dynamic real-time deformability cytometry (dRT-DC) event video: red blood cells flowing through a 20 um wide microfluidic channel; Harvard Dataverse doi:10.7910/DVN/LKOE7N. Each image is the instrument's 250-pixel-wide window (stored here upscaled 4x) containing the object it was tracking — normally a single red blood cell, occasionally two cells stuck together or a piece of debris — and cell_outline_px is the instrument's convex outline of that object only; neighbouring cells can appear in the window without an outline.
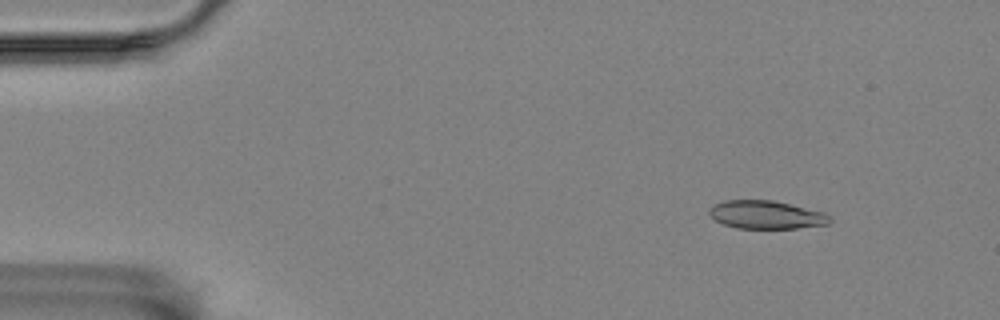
{"species": "Egyptian fruit bat (a non-hibernating species)", "species_latin": "Rousettus aegyptiacus", "temperature_condition": "room temperature", "stored_images_in_passage": 4, "camera_frame_rate_fps": 3000, "um_per_image_px": 0.085, "animal": {"sex": "female"}, "frame": {"image": 1, "passage_image": 1, "time_ms": 0.0, "image_size_px": [1000, 320], "cell_outline_px": [[832, 220], [828, 224], [796, 228], [736, 228], [724, 224], [716, 220], [708, 212], [708, 208], [712, 204], [724, 200], [772, 200], [824, 212]], "centroid_in_image_um": [65.09, 18.25], "position_along_channel_um": 19.9, "area_um2": 19.71}}
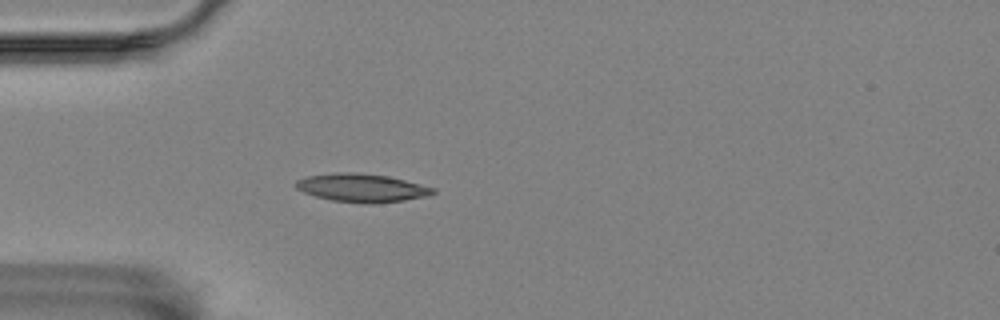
{"frame": {"image": 2, "passage_image": 4, "time_ms": 3.333, "image_size_px": [1000, 320], "cell_outline_px": [[436, 192], [428, 196], [404, 200], [372, 204], [364, 204], [332, 200], [316, 196], [304, 192], [296, 188], [292, 184], [296, 180], [308, 176], [336, 172], [356, 172], [388, 176], [436, 188]], "centroid_in_image_um": [30.74, 15.97], "position_along_channel_um": 54.3, "area_um2": 22.72}}